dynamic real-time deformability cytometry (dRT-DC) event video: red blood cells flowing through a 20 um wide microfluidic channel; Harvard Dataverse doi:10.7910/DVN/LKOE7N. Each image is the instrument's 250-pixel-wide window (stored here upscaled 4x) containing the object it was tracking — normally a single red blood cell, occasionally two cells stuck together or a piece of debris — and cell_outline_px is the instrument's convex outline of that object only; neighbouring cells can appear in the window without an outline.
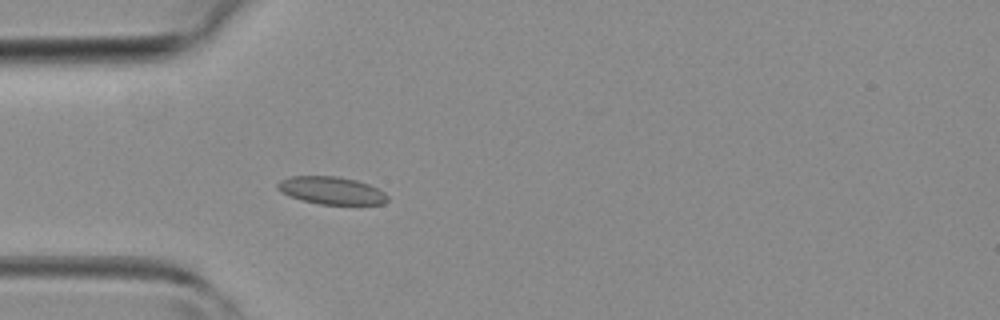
{"species": "common noctule bat (a hibernating species)", "species_latin": "Nyctalus noctula", "temperature_condition": "room temperature", "stored_images_in_passage": 42, "camera_frame_rate_fps": 3000, "um_per_image_px": 0.085, "animal": {"sex": "female", "body_mass_g": 19.3, "forearm_length_mm": 54.1}, "frame": {"image": 1, "passage_image": 12, "time_ms": 3.667, "image_size_px": [1000, 320], "cell_outline_px": [[388, 200], [384, 204], [320, 204], [300, 200], [276, 188], [276, 184], [280, 180], [292, 176], [336, 176], [356, 180], [368, 184], [384, 192], [388, 196]], "centroid_in_image_um": [28.18, 16.19], "position_along_channel_um": 56.8, "area_um2": 17.51}}
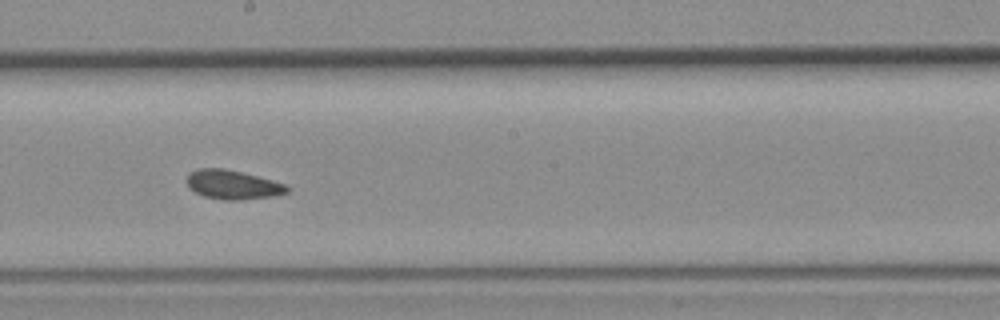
{"frame": {"image": 2, "passage_image": 23, "time_ms": 7.333, "image_size_px": [1000, 320], "cell_outline_px": [[292, 188], [288, 192], [276, 196], [240, 200], [224, 200], [204, 196], [188, 188], [184, 180], [196, 168], [224, 168], [288, 184]], "centroid_in_image_um": [19.8, 15.71], "position_along_channel_um": 228.4, "area_um2": 17.22}}
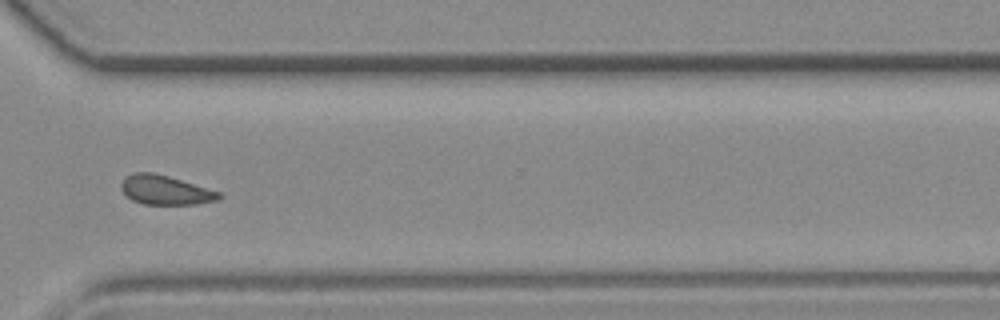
{"frame": {"image": 3, "passage_image": 31, "time_ms": 10.0, "image_size_px": [1000, 320], "cell_outline_px": [[224, 196], [220, 200], [196, 204], [144, 204], [132, 200], [120, 188], [120, 184], [124, 176], [136, 172], [152, 172], [168, 176], [220, 192]], "centroid_in_image_um": [14.05, 16.15], "position_along_channel_um": 356.5, "area_um2": 16.7}}